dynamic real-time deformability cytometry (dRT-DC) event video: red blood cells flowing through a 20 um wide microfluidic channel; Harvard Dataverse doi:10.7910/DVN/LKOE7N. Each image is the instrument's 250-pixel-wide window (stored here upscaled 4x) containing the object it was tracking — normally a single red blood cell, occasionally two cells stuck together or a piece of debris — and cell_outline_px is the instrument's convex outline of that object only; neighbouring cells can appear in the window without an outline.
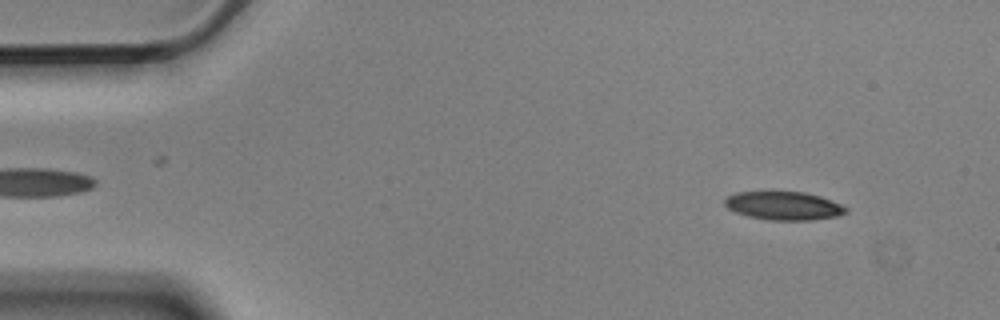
{"species": "Egyptian fruit bat (a non-hibernating species)", "species_latin": "Rousettus aegyptiacus", "temperature_condition": "cold", "stored_images_in_passage": 5, "camera_frame_rate_fps": 3000, "um_per_image_px": 0.085, "animal": {"sex": "male"}, "frame": {"image": 1, "passage_image": 1, "time_ms": 0.0, "image_size_px": [1000, 320], "cell_outline_px": [[848, 212], [836, 216], [812, 220], [768, 220], [748, 216], [736, 212], [728, 208], [724, 204], [724, 200], [728, 196], [736, 192], [804, 192], [820, 196], [840, 204], [848, 208]], "centroid_in_image_um": [66.62, 17.49], "position_along_channel_um": 18.4, "area_um2": 19.94}}
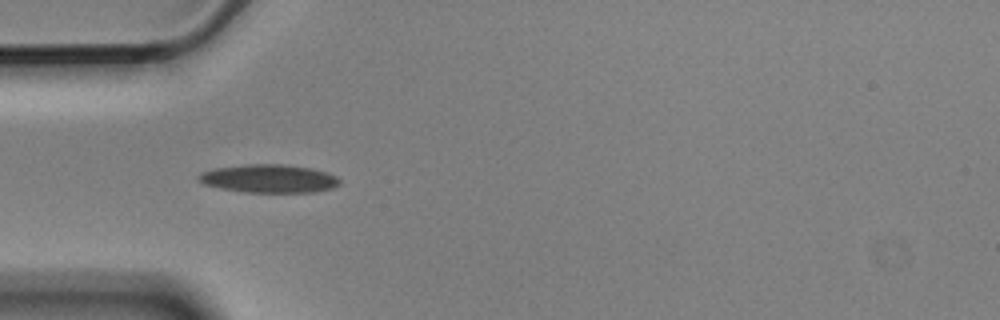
{"frame": {"image": 2, "passage_image": 4, "time_ms": 1.0, "image_size_px": [1000, 320], "cell_outline_px": [[340, 184], [332, 188], [312, 192], [248, 192], [224, 188], [204, 184], [196, 176], [200, 172], [212, 168], [244, 164], [288, 164], [312, 168], [328, 172], [336, 176], [340, 180]], "centroid_in_image_um": [22.88, 15.16], "position_along_channel_um": 62.1, "area_um2": 23.29}}
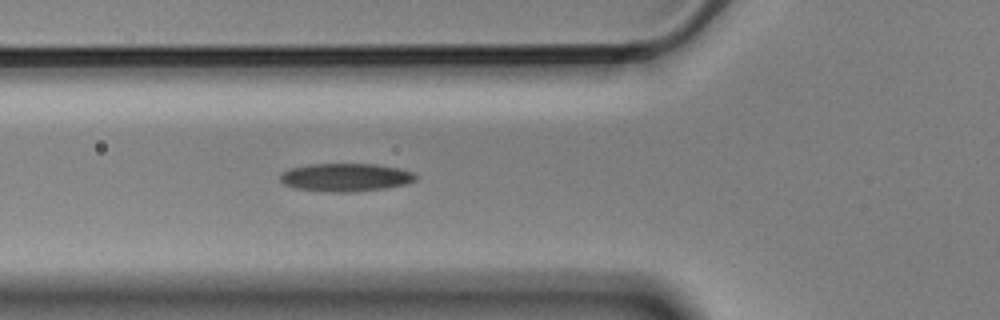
{"frame": {"image": 3, "passage_image": 5, "time_ms": 1.333, "image_size_px": [1000, 320], "cell_outline_px": [[416, 180], [408, 184], [384, 188], [348, 192], [332, 192], [296, 188], [284, 184], [280, 180], [280, 176], [288, 168], [308, 164], [376, 164], [400, 168], [416, 172]], "centroid_in_image_um": [29.42, 15.06], "position_along_channel_um": 96.4, "area_um2": 22.25}}